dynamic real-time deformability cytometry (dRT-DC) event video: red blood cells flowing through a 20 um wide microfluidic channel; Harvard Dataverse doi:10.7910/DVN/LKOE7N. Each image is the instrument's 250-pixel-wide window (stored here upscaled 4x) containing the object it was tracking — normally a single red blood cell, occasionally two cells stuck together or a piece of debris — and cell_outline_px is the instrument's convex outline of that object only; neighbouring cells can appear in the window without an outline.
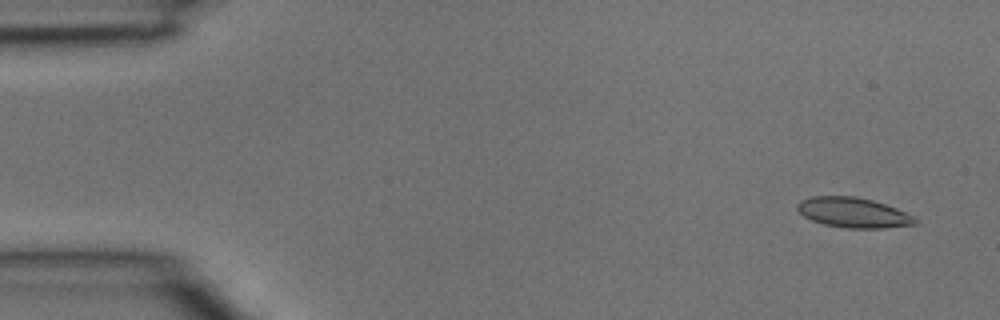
{"species": "common noctule bat (a hibernating species)", "species_latin": "Nyctalus noctula", "temperature_condition": "room temperature", "stored_images_in_passage": 3, "camera_frame_rate_fps": 3000, "um_per_image_px": 0.085, "animal": {"sex": "male", "body_mass_g": 15.6}, "frame": {"image": 1, "passage_image": 1, "time_ms": 0.0, "image_size_px": [1000, 320], "cell_outline_px": [[920, 220], [916, 224], [884, 228], [848, 228], [824, 224], [812, 220], [804, 216], [796, 208], [796, 204], [800, 200], [812, 196], [856, 196], [872, 200], [896, 208]], "centroid_in_image_um": [72.52, 18.06], "position_along_channel_um": 12.5, "area_um2": 20.58}}
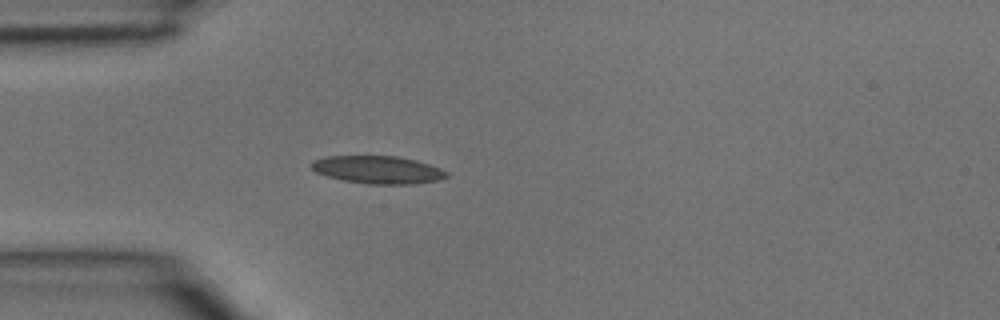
{"frame": {"image": 2, "passage_image": 3, "time_ms": 0.667, "image_size_px": [1000, 320], "cell_outline_px": [[448, 176], [440, 180], [416, 184], [368, 184], [344, 180], [324, 176], [316, 172], [308, 164], [312, 160], [324, 156], [396, 156], [416, 160], [440, 168], [448, 172]], "centroid_in_image_um": [32.09, 14.43], "position_along_channel_um": 52.9, "area_um2": 22.08}}